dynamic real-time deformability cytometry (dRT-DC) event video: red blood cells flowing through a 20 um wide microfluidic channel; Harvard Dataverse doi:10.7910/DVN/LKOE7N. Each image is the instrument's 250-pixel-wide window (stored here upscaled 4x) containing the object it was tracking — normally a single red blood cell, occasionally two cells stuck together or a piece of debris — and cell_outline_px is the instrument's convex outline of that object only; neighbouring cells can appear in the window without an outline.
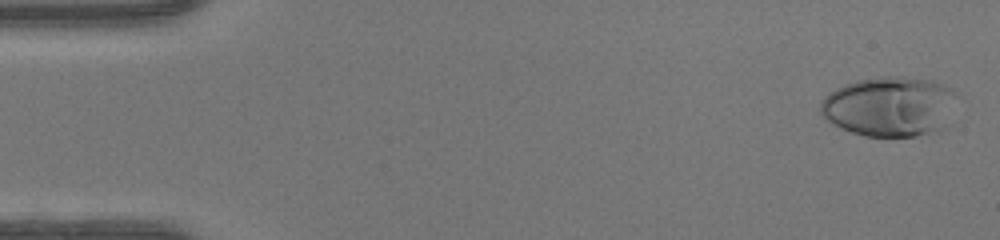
{"species": "human", "species_latin": "Homo sapiens", "temperature_condition": "warm", "stored_images_in_passage": 48, "camera_frame_rate_fps": 3000, "um_per_image_px": 0.085, "donor": {"sex": "female"}, "frame": {"image": 1, "passage_image": 2, "time_ms": 0.333, "image_size_px": [1000, 240], "cell_outline_px": [[960, 92], [936, 128], [928, 132], [916, 136], [864, 136], [840, 128], [832, 124], [820, 112], [820, 100], [828, 92], [844, 84], [856, 80], [888, 76], [900, 76], [932, 80], [952, 88]], "centroid_in_image_um": [75.51, 9.01], "position_along_channel_um": 9.5, "area_um2": 46.88}}
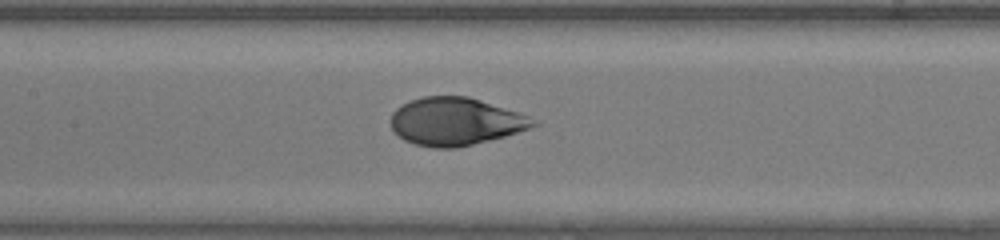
{"frame": {"image": 2, "passage_image": 23, "time_ms": 7.333, "image_size_px": [1000, 240], "cell_outline_px": [[540, 124], [532, 128], [504, 136], [456, 148], [432, 148], [416, 144], [404, 140], [392, 132], [388, 120], [392, 112], [396, 108], [412, 100], [424, 96], [468, 96], [520, 112], [528, 116]], "centroid_in_image_um": [38.68, 10.33], "position_along_channel_um": 168.7, "area_um2": 39.88}}
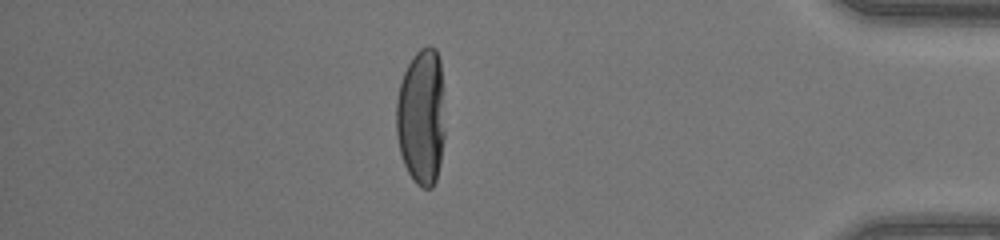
{"frame": {"image": 3, "passage_image": 42, "time_ms": 13.667, "image_size_px": [1000, 240], "cell_outline_px": [[444, 136], [440, 164], [436, 180], [432, 188], [420, 188], [412, 180], [404, 164], [400, 152], [396, 132], [396, 100], [400, 84], [404, 72], [412, 56], [420, 48], [428, 44], [436, 48], [440, 60], [444, 132]], "centroid_in_image_um": [35.8, 9.94], "position_along_channel_um": 399.4, "area_um2": 38.9}, "authors_computed_cell_mechanics": {"area_um2": 41.038, "velocity_mm_per_s": 4.2829, "shape_relaxation_time_tau1_ms": 4.9024, "shape_relaxation_time_tau2_ms": null, "deformation_change_tau1": 0.2506, "deformation_change_tau2": null}}